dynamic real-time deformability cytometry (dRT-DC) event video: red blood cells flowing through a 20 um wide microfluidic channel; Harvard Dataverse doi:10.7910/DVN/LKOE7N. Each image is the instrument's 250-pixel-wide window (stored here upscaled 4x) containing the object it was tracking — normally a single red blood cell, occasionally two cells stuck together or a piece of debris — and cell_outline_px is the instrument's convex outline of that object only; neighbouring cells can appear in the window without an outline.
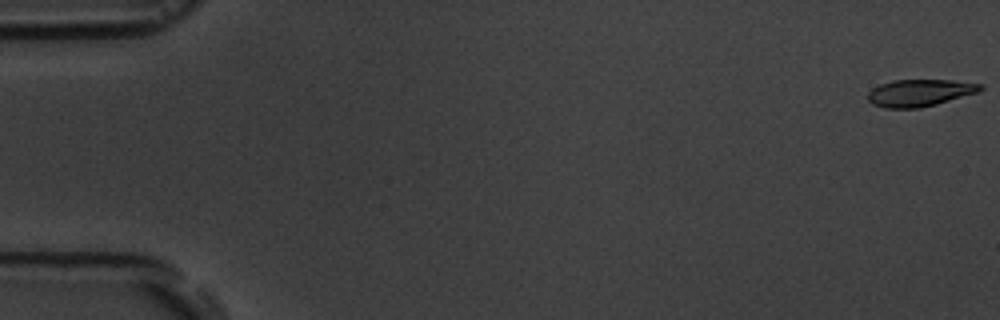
{"species": "common noctule bat (a hibernating species)", "species_latin": "Nyctalus noctula", "temperature_condition": "room temperature", "stored_images_in_passage": 5, "camera_frame_rate_fps": 3000, "um_per_image_px": 0.085, "animal": {"sex": "male", "body_mass_g": 19.5, "forearm_length_mm": 54.6}, "frame": {"image": 1, "passage_image": 1, "time_ms": 0.0, "image_size_px": [1000, 320], "cell_outline_px": [[984, 88], [980, 92], [936, 104], [920, 108], [884, 108], [872, 104], [868, 100], [868, 92], [872, 88], [880, 84], [892, 80], [952, 80], [984, 84]], "centroid_in_image_um": [78.2, 7.89], "position_along_channel_um": 6.8, "area_um2": 17.92}}
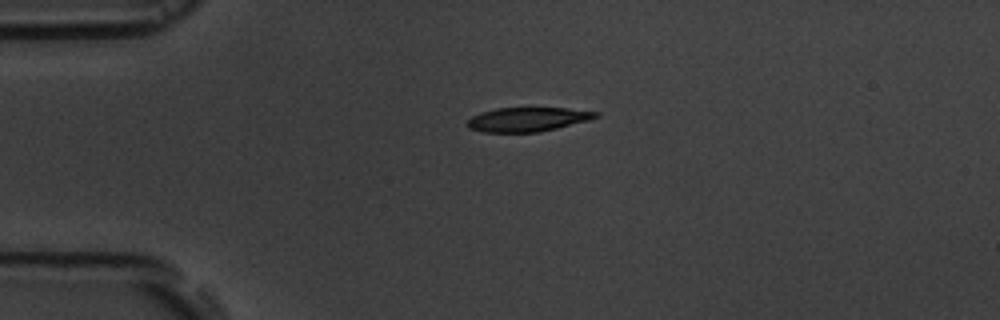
{"frame": {"image": 2, "passage_image": 4, "time_ms": 4.333, "image_size_px": [1000, 320], "cell_outline_px": [[600, 116], [588, 120], [540, 132], [484, 132], [468, 128], [464, 124], [472, 116], [480, 112], [496, 108], [568, 108], [600, 112]], "centroid_in_image_um": [44.82, 10.14], "position_along_channel_um": 40.2, "area_um2": 18.15}}